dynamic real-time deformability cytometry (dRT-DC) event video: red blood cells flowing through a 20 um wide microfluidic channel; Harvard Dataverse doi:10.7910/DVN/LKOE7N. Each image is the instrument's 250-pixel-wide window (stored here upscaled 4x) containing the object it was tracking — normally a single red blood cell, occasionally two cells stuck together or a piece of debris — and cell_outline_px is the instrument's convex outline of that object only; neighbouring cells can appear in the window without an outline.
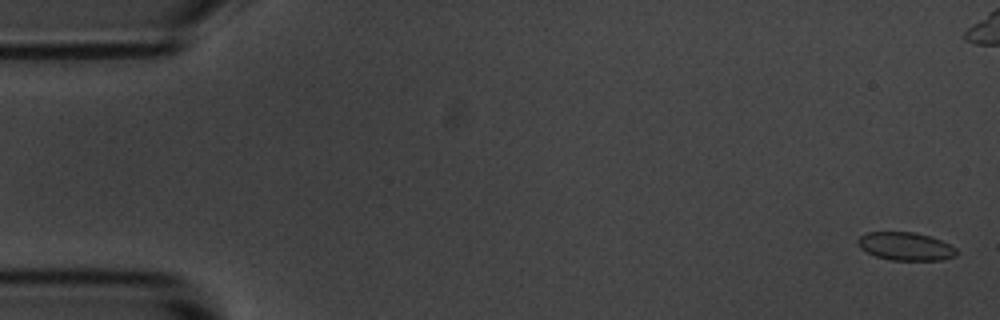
{"species": "common noctule bat (a hibernating species)", "species_latin": "Nyctalus noctula", "temperature_condition": "room temperature", "stored_images_in_passage": 5, "camera_frame_rate_fps": 3000, "um_per_image_px": 0.085, "animal": {"sex": "male", "body_mass_g": 20.1, "forearm_length_mm": 53.5}, "frame": {"image": 1, "passage_image": 1, "time_ms": 0.0, "image_size_px": [1000, 320], "cell_outline_px": [[956, 256], [940, 260], [892, 260], [876, 256], [860, 248], [856, 244], [856, 240], [860, 236], [868, 232], [912, 232], [928, 236], [940, 240], [956, 248]], "centroid_in_image_um": [76.94, 20.94], "position_along_channel_um": 8.1, "area_um2": 16.01}}